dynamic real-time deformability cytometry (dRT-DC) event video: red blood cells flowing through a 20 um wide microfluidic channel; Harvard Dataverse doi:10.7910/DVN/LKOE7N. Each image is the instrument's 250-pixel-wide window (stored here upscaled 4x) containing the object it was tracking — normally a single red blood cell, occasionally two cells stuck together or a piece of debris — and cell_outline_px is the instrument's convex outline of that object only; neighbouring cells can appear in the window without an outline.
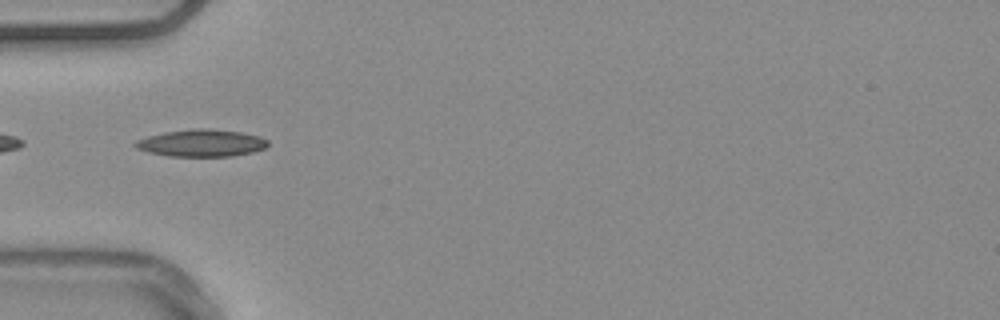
{"species": "common noctule bat (a hibernating species)", "species_latin": "Nyctalus noctula", "temperature_condition": "warm", "stored_images_in_passage": 4, "camera_frame_rate_fps": 3000, "um_per_image_px": 0.085, "animal": {"sex": "male", "body_mass_g": 20.4}, "frame": {"image": 1, "passage_image": 1, "time_ms": 0.0, "image_size_px": [1000, 320], "cell_outline_px": [[268, 144], [264, 148], [252, 152], [232, 156], [168, 156], [148, 152], [136, 148], [132, 144], [136, 140], [148, 136], [164, 132], [196, 128], [208, 128], [240, 132], [260, 136], [268, 140]], "centroid_in_image_um": [17.1, 12.15], "position_along_channel_um": 67.9, "area_um2": 20.98}}